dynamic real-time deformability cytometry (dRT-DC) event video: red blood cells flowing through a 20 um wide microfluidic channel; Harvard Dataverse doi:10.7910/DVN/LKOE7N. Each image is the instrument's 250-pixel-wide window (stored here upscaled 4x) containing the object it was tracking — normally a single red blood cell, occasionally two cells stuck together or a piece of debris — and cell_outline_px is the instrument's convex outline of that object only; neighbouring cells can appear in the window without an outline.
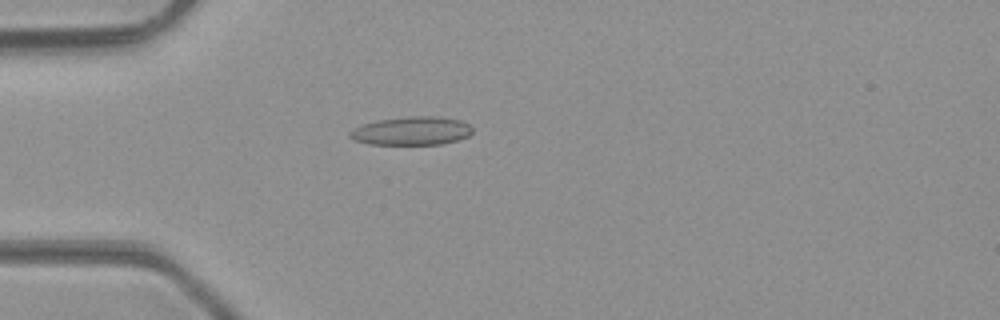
{"species": "common noctule bat (a hibernating species)", "species_latin": "Nyctalus noctula", "temperature_condition": "room temperature", "stored_images_in_passage": 47, "camera_frame_rate_fps": 3000, "um_per_image_px": 0.085, "animal": {"sex": "male", "body_mass_g": 23.1, "forearm_length_mm": 52.7}, "frame": {"image": 1, "passage_image": 13, "time_ms": 4.0, "image_size_px": [1000, 320], "cell_outline_px": [[472, 132], [468, 136], [460, 140], [444, 144], [368, 144], [352, 140], [348, 136], [348, 132], [364, 124], [376, 120], [408, 116], [432, 116], [460, 120], [468, 124], [472, 128]], "centroid_in_image_um": [34.98, 11.13], "position_along_channel_um": 50.0, "area_um2": 20.4}}
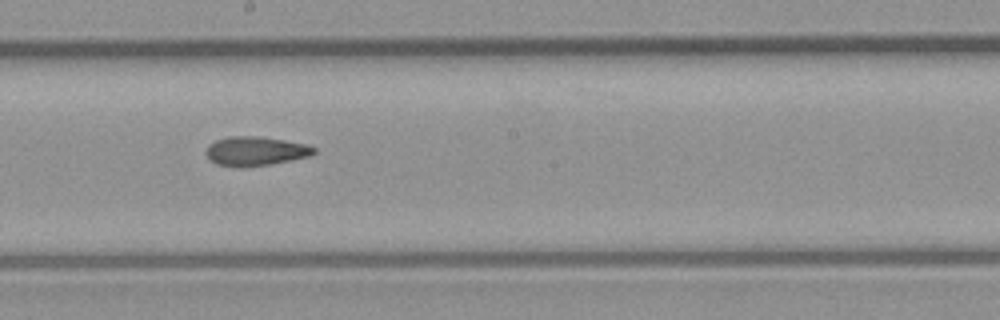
{"frame": {"image": 2, "passage_image": 26, "time_ms": 8.333, "image_size_px": [1000, 320], "cell_outline_px": [[316, 152], [312, 156], [292, 160], [244, 168], [240, 168], [216, 164], [208, 160], [204, 152], [208, 144], [216, 140], [228, 136], [256, 136], [284, 140], [308, 144], [316, 148]], "centroid_in_image_um": [21.69, 12.85], "position_along_channel_um": 226.5, "area_um2": 18.73}}
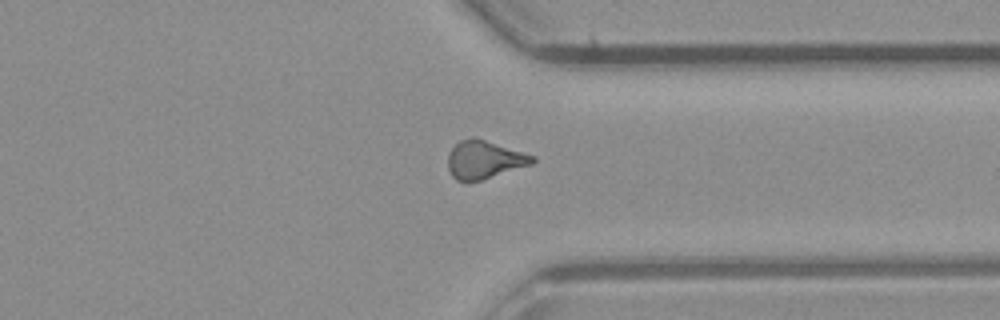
{"frame": {"image": 3, "passage_image": 36, "time_ms": 11.667, "image_size_px": [1000, 320], "cell_outline_px": [[536, 160], [532, 164], [480, 180], [456, 180], [452, 176], [448, 168], [448, 152], [460, 140], [476, 136], [536, 156]], "centroid_in_image_um": [41.18, 13.54], "position_along_channel_um": 370.2, "area_um2": 18.73}, "authors_computed_cell_mechanics": {"area_um2": 18.496, "velocity_mm_per_s": 4.3491, "shape_relaxation_time_tau1_ms": null, "shape_relaxation_time_tau2_ms": 3.0846, "deformation_change_tau1": null, "deformation_change_tau2": 0.1246}}